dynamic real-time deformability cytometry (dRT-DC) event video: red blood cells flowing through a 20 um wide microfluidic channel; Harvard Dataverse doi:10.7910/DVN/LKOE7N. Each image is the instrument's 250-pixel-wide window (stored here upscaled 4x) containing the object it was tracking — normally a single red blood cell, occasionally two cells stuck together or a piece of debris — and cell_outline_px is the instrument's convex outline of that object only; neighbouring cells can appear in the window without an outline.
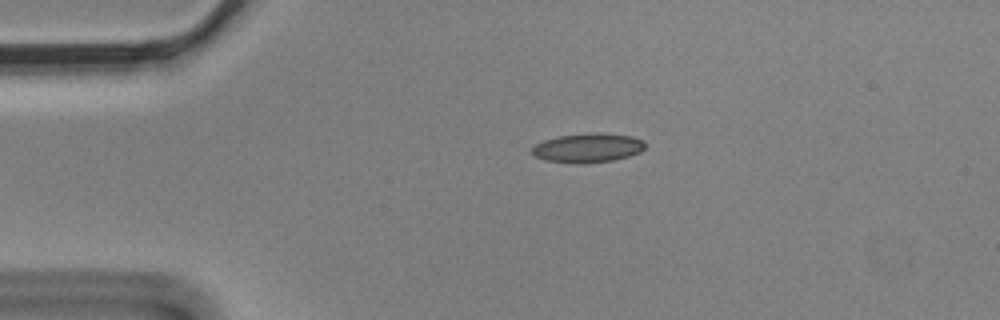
{"species": "Egyptian fruit bat (a non-hibernating species)", "species_latin": "Rousettus aegyptiacus", "temperature_condition": "cold", "stored_images_in_passage": 3, "camera_frame_rate_fps": 3000, "um_per_image_px": 0.085, "animal": {"sex": "male"}, "frame": {"image": 1, "passage_image": 1, "time_ms": 0.0, "image_size_px": [1000, 320], "cell_outline_px": [[644, 148], [640, 152], [628, 156], [612, 160], [584, 164], [576, 164], [544, 160], [536, 156], [532, 152], [532, 148], [536, 144], [544, 140], [556, 136], [596, 132], [600, 132], [632, 136], [644, 140]], "centroid_in_image_um": [49.96, 12.56], "position_along_channel_um": 35.0, "area_um2": 19.36}}
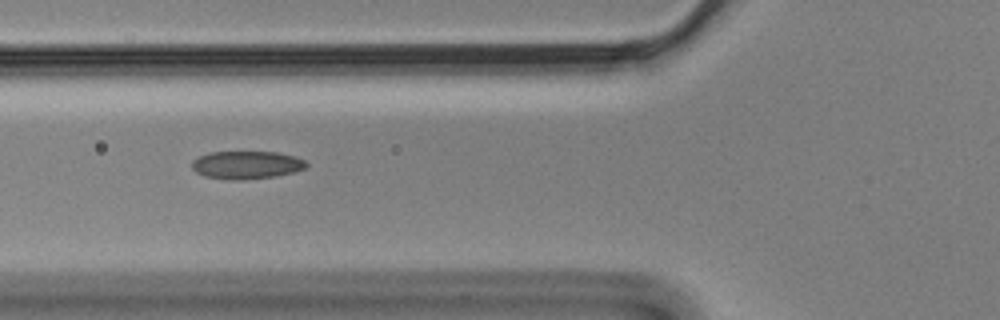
{"frame": {"image": 2, "passage_image": 3, "time_ms": 0.667, "image_size_px": [1000, 320], "cell_outline_px": [[308, 164], [304, 168], [292, 172], [276, 176], [244, 180], [228, 180], [204, 176], [196, 172], [192, 168], [192, 160], [208, 152], [276, 152], [296, 156], [304, 160]], "centroid_in_image_um": [20.93, 14.02], "position_along_channel_um": 104.9, "area_um2": 18.67}}